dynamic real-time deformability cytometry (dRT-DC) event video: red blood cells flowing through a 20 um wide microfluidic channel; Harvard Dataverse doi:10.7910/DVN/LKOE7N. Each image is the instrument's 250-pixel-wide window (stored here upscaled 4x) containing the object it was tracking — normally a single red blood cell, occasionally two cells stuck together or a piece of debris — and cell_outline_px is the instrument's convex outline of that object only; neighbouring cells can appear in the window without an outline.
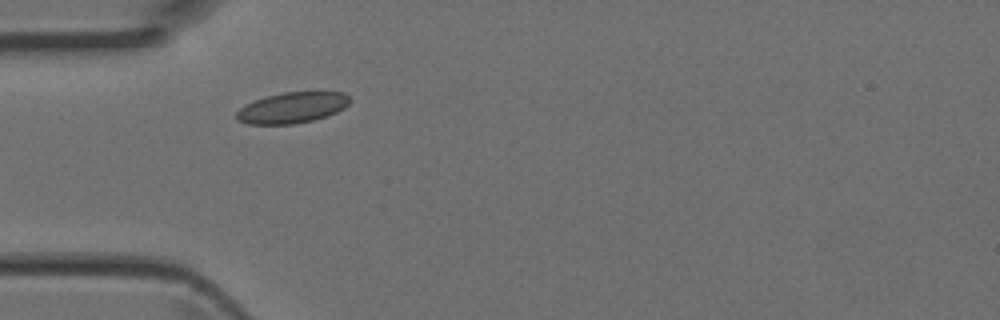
{"species": "Egyptian fruit bat (a non-hibernating species)", "species_latin": "Rousettus aegyptiacus", "temperature_condition": "room temperature", "stored_images_in_passage": 3, "camera_frame_rate_fps": 3000, "um_per_image_px": 0.085, "animal": {"sex": "female"}, "frame": {"image": 1, "passage_image": 2, "time_ms": 0.333, "image_size_px": [1000, 320], "cell_outline_px": [[352, 100], [344, 108], [336, 112], [312, 120], [292, 124], [248, 124], [236, 120], [236, 112], [240, 108], [256, 100], [268, 96], [284, 92], [344, 92]], "centroid_in_image_um": [24.84, 9.15], "position_along_channel_um": 60.2, "area_um2": 20.11}}
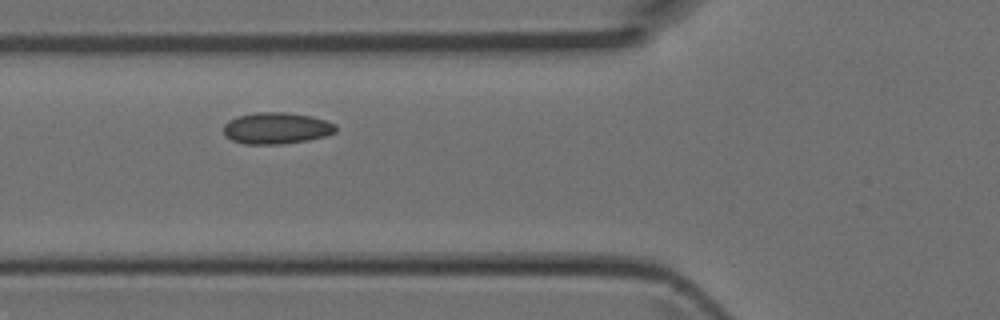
{"frame": {"image": 2, "passage_image": 3, "time_ms": 0.667, "image_size_px": [1000, 320], "cell_outline_px": [[336, 132], [324, 136], [308, 140], [280, 144], [244, 144], [232, 140], [224, 132], [224, 124], [228, 120], [236, 116], [256, 112], [284, 112], [312, 116], [336, 124]], "centroid_in_image_um": [23.49, 10.89], "position_along_channel_um": 102.3, "area_um2": 20.58}}